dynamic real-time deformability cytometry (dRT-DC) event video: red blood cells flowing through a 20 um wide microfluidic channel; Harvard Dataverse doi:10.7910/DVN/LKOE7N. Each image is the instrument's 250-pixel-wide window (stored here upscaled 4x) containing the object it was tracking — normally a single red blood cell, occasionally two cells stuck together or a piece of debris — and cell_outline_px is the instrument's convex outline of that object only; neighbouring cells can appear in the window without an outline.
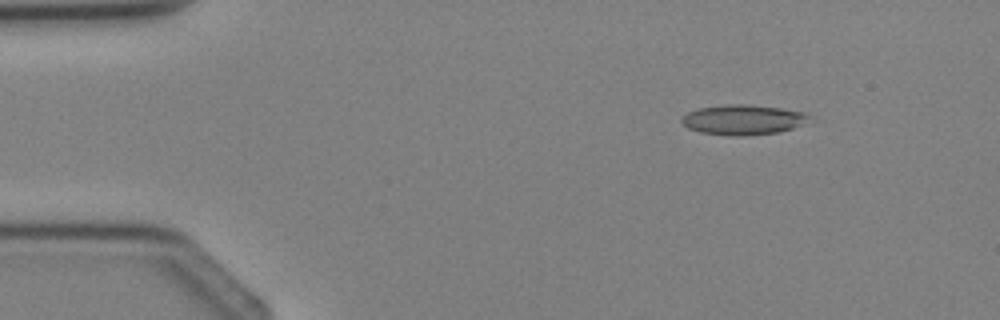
{"species": "Egyptian fruit bat (a non-hibernating species)", "species_latin": "Rousettus aegyptiacus", "temperature_condition": "cold", "stored_images_in_passage": 4, "camera_frame_rate_fps": 3000, "um_per_image_px": 0.085, "animal": {"sex": "female"}, "frame": {"image": 1, "passage_image": 2, "time_ms": 1.333, "image_size_px": [1000, 320], "cell_outline_px": [[812, 116], [800, 124], [792, 128], [776, 132], [740, 136], [736, 136], [700, 132], [688, 128], [680, 120], [688, 112], [700, 108], [724, 104], [748, 104], [780, 108], [804, 112]], "centroid_in_image_um": [63.13, 10.16], "position_along_channel_um": 21.9, "area_um2": 21.96}}
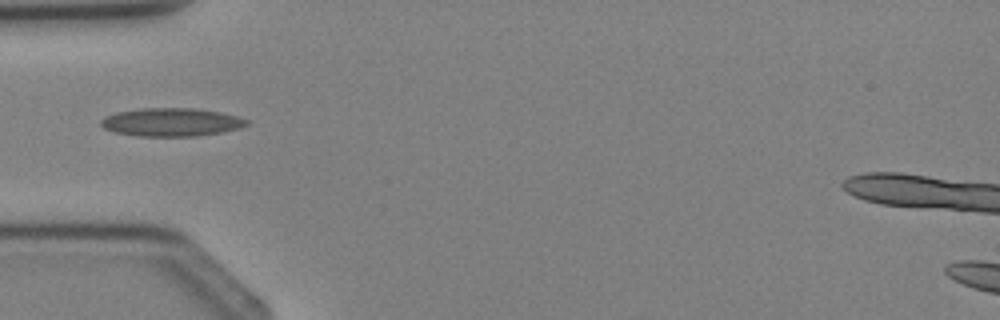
{"frame": {"image": 2, "passage_image": 4, "time_ms": 3.667, "image_size_px": [1000, 320], "cell_outline_px": [[248, 124], [236, 128], [220, 132], [196, 136], [136, 136], [112, 132], [104, 128], [100, 124], [100, 120], [104, 116], [116, 112], [140, 108], [192, 108], [220, 112], [236, 116], [248, 120]], "centroid_in_image_um": [14.48, 10.38], "position_along_channel_um": 70.5, "area_um2": 23.93}}